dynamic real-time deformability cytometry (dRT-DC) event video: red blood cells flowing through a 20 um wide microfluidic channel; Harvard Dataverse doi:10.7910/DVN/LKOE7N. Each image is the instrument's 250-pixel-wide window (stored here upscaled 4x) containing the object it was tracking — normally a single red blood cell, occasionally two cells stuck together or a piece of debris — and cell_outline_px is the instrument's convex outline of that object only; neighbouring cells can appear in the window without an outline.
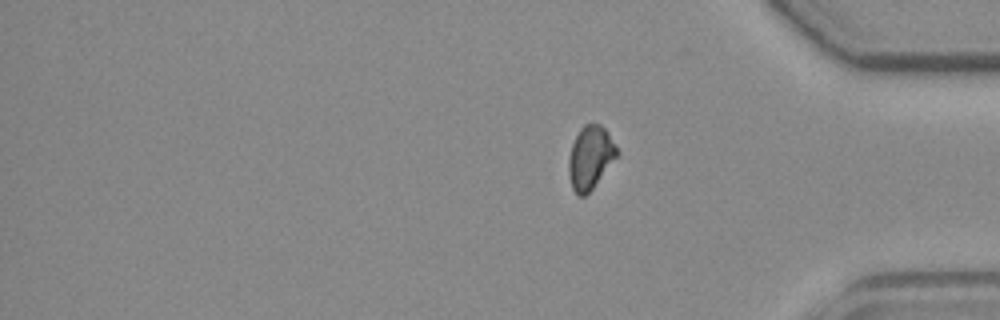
{"species": "common noctule bat (a hibernating species)", "species_latin": "Nyctalus noctula", "temperature_condition": "room temperature", "stored_images_in_passage": 17, "camera_frame_rate_fps": 3000, "um_per_image_px": 0.085, "animal": {"sex": "female", "body_mass_g": 19.3, "forearm_length_mm": 54.1}, "frame": {"image": 1, "passage_image": 17, "time_ms": 20.333, "image_size_px": [1000, 320], "cell_outline_px": [[620, 152], [592, 188], [584, 196], [580, 196], [572, 188], [568, 172], [568, 160], [572, 144], [580, 128], [584, 124], [600, 124], [608, 132]], "centroid_in_image_um": [50.17, 13.36], "position_along_channel_um": 385.0, "area_um2": 17.51}}